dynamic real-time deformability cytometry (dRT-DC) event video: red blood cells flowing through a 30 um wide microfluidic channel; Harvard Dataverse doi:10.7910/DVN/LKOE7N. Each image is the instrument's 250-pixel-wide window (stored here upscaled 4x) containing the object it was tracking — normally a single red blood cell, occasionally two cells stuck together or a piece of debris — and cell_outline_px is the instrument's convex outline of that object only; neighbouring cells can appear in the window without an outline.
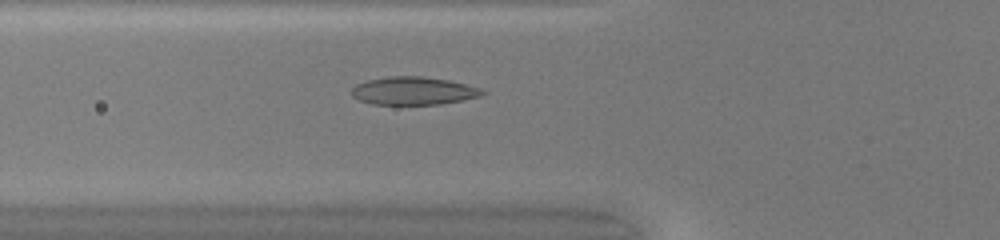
{"species": "common noctule bat (a hibernating species)", "species_latin": "Nyctalus noctula", "temperature_condition": "warm", "stored_images_in_passage": 44, "camera_frame_rate_fps": 3000, "um_per_image_px": 0.085, "animal": {"sex": "female", "body_mass_g": 20.0, "forearm_length_mm": 54.0}, "frame": {"image": 1, "passage_image": 13, "time_ms": 4.0, "image_size_px": [1000, 240], "cell_outline_px": [[488, 92], [480, 96], [464, 100], [440, 104], [372, 104], [360, 100], [352, 96], [352, 88], [356, 84], [368, 80], [388, 76], [420, 76], [448, 80], [480, 88]], "centroid_in_image_um": [35.15, 7.72], "position_along_channel_um": 90.7, "area_um2": 21.21}}
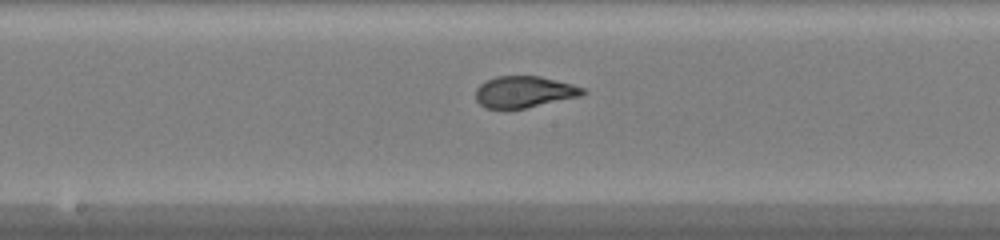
{"frame": {"image": 2, "passage_image": 21, "time_ms": 6.667, "image_size_px": [1000, 240], "cell_outline_px": [[588, 92], [580, 96], [524, 108], [484, 108], [476, 100], [476, 88], [480, 84], [496, 76], [540, 76], [572, 84], [584, 88]], "centroid_in_image_um": [44.55, 7.8], "position_along_channel_um": 203.6, "area_um2": 19.48}}
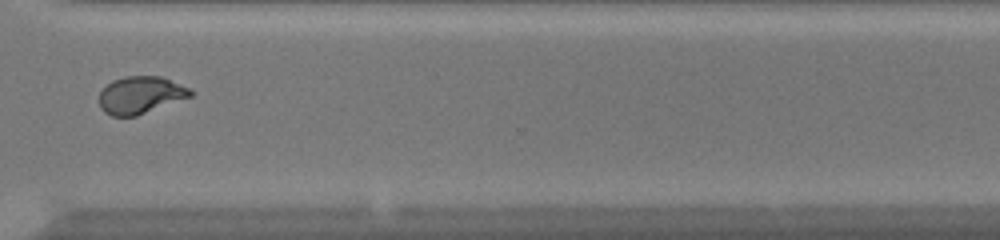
{"frame": {"image": 3, "passage_image": 32, "time_ms": 10.333, "image_size_px": [1000, 240], "cell_outline_px": [[192, 96], [136, 116], [112, 116], [104, 112], [100, 108], [100, 92], [112, 80], [124, 76], [160, 76], [188, 88], [192, 92]], "centroid_in_image_um": [11.91, 8.08], "position_along_channel_um": 358.7, "area_um2": 19.59}, "authors_computed_cell_mechanics": {"area_um2": 20.7502, "velocity_mm_per_s": 4.2304, "shape_relaxation_time_tau1_ms": 8.4335, "shape_relaxation_time_tau2_ms": null, "deformation_change_tau1": 0.3139, "deformation_change_tau2": null}}